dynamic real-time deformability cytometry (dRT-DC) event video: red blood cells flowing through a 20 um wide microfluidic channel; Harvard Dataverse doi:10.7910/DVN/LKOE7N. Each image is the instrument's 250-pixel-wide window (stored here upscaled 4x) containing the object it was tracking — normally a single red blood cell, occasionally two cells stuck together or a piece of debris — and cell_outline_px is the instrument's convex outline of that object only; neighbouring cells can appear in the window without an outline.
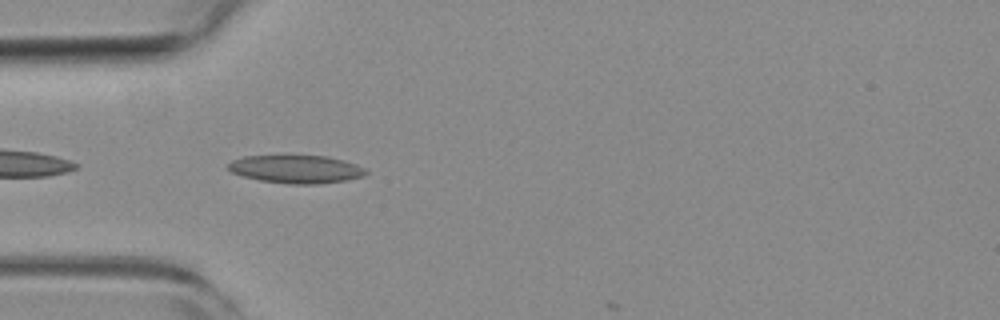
{"species": "common noctule bat (a hibernating species)", "species_latin": "Nyctalus noctula", "temperature_condition": "room temperature", "stored_images_in_passage": 4, "camera_frame_rate_fps": 3000, "um_per_image_px": 0.085, "animal": {"sex": "female", "body_mass_g": 19.3, "forearm_length_mm": 54.1}, "frame": {"image": 1, "passage_image": 1, "time_ms": 0.0, "image_size_px": [1000, 320], "cell_outline_px": [[368, 172], [364, 176], [348, 180], [316, 184], [288, 184], [260, 180], [244, 176], [232, 172], [228, 168], [228, 164], [232, 160], [244, 156], [328, 156], [344, 160], [356, 164], [364, 168]], "centroid_in_image_um": [25.21, 14.38], "position_along_channel_um": 59.8, "area_um2": 22.43}}